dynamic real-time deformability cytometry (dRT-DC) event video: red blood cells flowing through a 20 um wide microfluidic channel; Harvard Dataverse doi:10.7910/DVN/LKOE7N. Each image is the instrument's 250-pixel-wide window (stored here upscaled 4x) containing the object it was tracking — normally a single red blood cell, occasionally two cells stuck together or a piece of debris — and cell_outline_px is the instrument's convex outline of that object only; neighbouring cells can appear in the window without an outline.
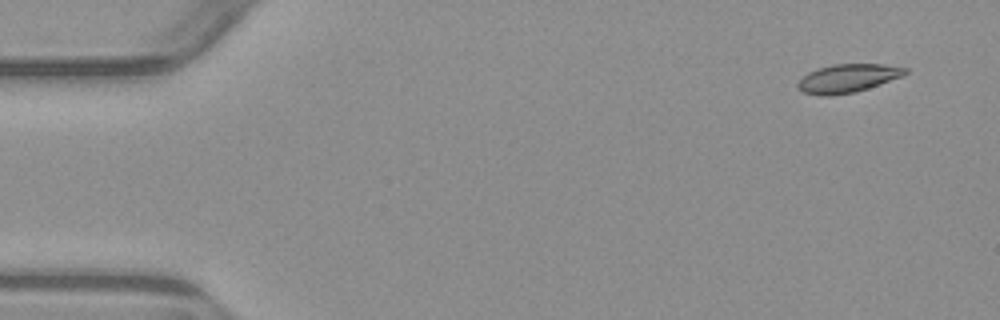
{"species": "common noctule bat (a hibernating species)", "species_latin": "Nyctalus noctula", "temperature_condition": "warm", "stored_images_in_passage": 6, "camera_frame_rate_fps": 3000, "um_per_image_px": 0.085, "animal": {"sex": "male", "body_mass_g": 23.1, "forearm_length_mm": 52.7}, "frame": {"image": 1, "passage_image": 2, "time_ms": 1.0, "image_size_px": [1000, 320], "cell_outline_px": [[908, 72], [904, 76], [856, 92], [832, 96], [820, 96], [804, 92], [796, 88], [796, 84], [808, 72], [816, 68], [832, 64], [884, 64], [908, 68]], "centroid_in_image_um": [72.05, 6.66], "position_along_channel_um": 12.9, "area_um2": 18.03}}
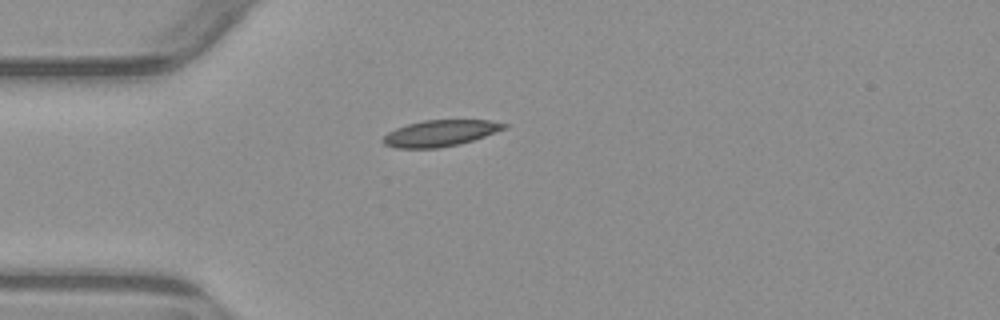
{"frame": {"image": 2, "passage_image": 5, "time_ms": 4.667, "image_size_px": [1000, 320], "cell_outline_px": [[508, 128], [460, 144], [436, 148], [396, 148], [384, 144], [380, 140], [388, 132], [396, 128], [408, 124], [424, 120], [488, 120], [508, 124]], "centroid_in_image_um": [37.41, 11.32], "position_along_channel_um": 47.6, "area_um2": 18.5}}